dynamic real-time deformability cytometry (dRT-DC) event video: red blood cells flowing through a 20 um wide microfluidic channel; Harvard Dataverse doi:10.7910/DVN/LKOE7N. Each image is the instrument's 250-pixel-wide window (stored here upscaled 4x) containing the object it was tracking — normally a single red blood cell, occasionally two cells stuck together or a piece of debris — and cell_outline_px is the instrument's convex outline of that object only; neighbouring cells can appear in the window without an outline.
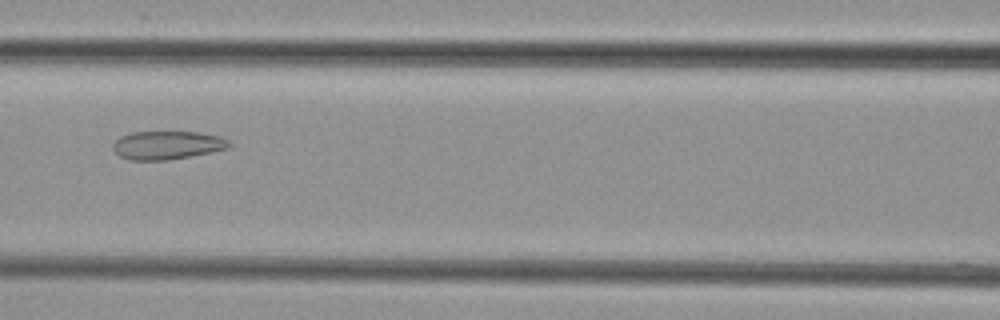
{"species": "common noctule bat (a hibernating species)", "species_latin": "Nyctalus noctula", "temperature_condition": "cold", "stored_images_in_passage": 7, "camera_frame_rate_fps": 3000, "um_per_image_px": 0.085, "animal": {"sex": "female", "body_mass_g": 29.2, "forearm_length_mm": 56.3}, "frame": {"image": 1, "passage_image": 7, "time_ms": 8.0, "image_size_px": [1000, 320], "cell_outline_px": [[232, 144], [228, 148], [168, 160], [128, 160], [120, 156], [112, 148], [112, 144], [120, 136], [132, 132], [200, 132], [220, 136], [228, 140]], "centroid_in_image_um": [14.19, 12.33], "position_along_channel_um": 152.4, "area_um2": 19.13}}